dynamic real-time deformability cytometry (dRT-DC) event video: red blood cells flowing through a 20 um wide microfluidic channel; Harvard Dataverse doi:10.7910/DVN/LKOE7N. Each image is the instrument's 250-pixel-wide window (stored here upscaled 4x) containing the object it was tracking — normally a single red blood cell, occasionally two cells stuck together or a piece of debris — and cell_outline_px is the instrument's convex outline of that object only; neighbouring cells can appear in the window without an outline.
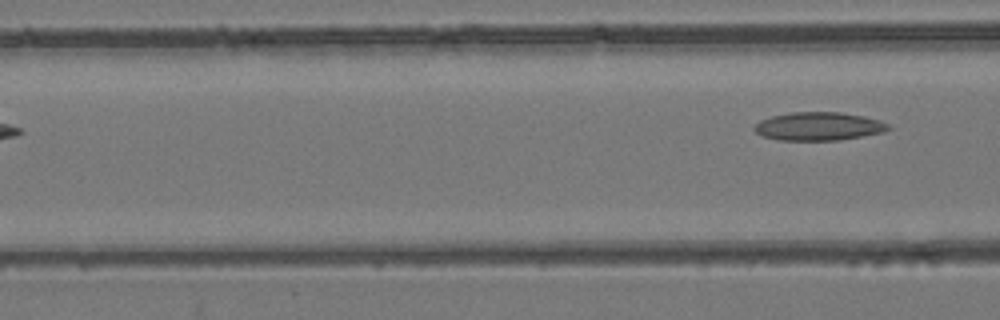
{"species": "common noctule bat (a hibernating species)", "species_latin": "Nyctalus noctula", "temperature_condition": "room temperature", "stored_images_in_passage": 7, "camera_frame_rate_fps": 3000, "um_per_image_px": 0.085, "animal": {"sex": "female", "body_mass_g": 24.6, "forearm_length_mm": 56.2}, "frame": {"image": 1, "passage_image": 7, "time_ms": 7.0, "image_size_px": [1000, 320], "cell_outline_px": [[892, 128], [884, 132], [840, 140], [776, 140], [760, 136], [752, 128], [760, 120], [772, 116], [792, 112], [840, 112], [864, 116], [880, 120], [888, 124]], "centroid_in_image_um": [69.58, 10.74], "position_along_channel_um": 97.0, "area_um2": 22.25}}